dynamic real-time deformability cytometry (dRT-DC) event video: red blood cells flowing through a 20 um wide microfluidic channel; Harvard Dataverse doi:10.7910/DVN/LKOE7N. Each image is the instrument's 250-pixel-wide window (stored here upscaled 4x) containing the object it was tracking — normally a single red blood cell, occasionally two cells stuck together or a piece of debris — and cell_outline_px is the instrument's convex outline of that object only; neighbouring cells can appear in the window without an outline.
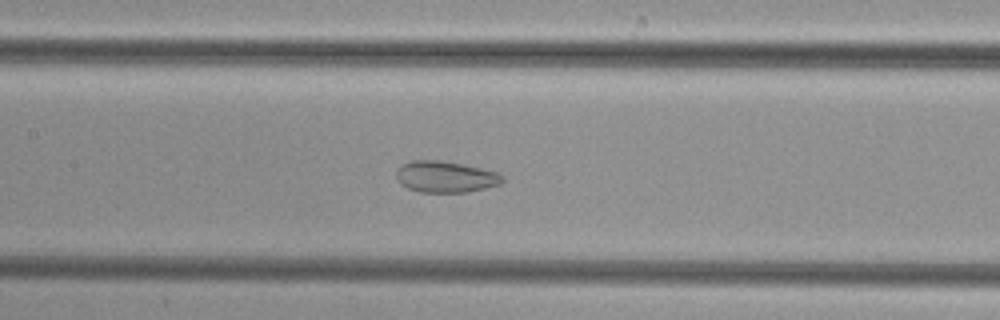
{"species": "common noctule bat (a hibernating species)", "species_latin": "Nyctalus noctula", "temperature_condition": "cold", "stored_images_in_passage": 51, "camera_frame_rate_fps": 3000, "um_per_image_px": 0.085, "animal": {"sex": "female", "body_mass_g": 29.2, "forearm_length_mm": 56.3}, "frame": {"image": 1, "passage_image": 24, "time_ms": 7.667, "image_size_px": [1000, 320], "cell_outline_px": [[504, 180], [500, 184], [468, 192], [420, 192], [408, 188], [400, 184], [396, 180], [396, 172], [400, 164], [412, 160], [440, 160], [464, 164], [496, 172], [504, 176]], "centroid_in_image_um": [37.83, 15.02], "position_along_channel_um": 169.6, "area_um2": 19.54}}
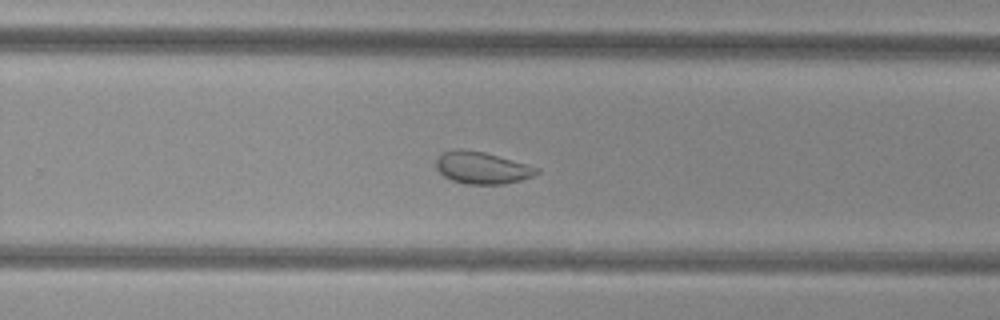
{"frame": {"image": 2, "passage_image": 33, "time_ms": 10.667, "image_size_px": [1000, 320], "cell_outline_px": [[540, 172], [532, 176], [520, 180], [504, 184], [468, 184], [452, 180], [444, 176], [436, 168], [436, 160], [444, 152], [484, 152], [528, 164], [540, 168]], "centroid_in_image_um": [41.05, 14.31], "position_along_channel_um": 288.8, "area_um2": 18.09}}
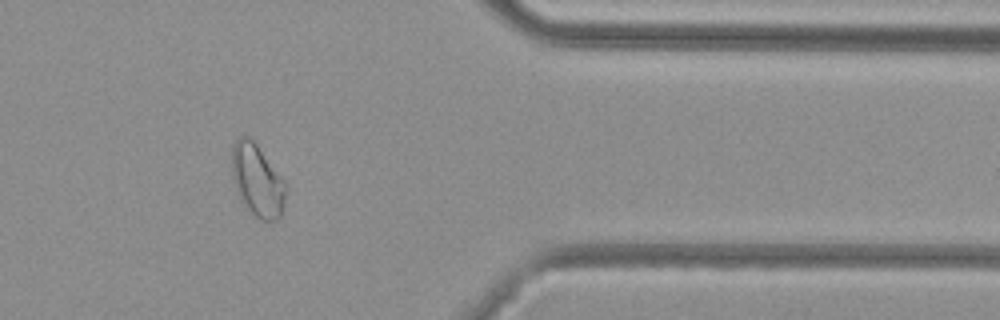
{"frame": {"image": 3, "passage_image": 42, "time_ms": 13.667, "image_size_px": [1000, 320], "cell_outline_px": [[288, 188], [284, 204], [280, 216], [276, 220], [260, 220], [252, 216], [240, 200], [236, 192], [232, 180], [232, 144], [240, 136], [248, 136], [256, 144], [284, 180]], "centroid_in_image_um": [21.85, 15.37], "position_along_channel_um": 389.5, "area_um2": 23.0}}